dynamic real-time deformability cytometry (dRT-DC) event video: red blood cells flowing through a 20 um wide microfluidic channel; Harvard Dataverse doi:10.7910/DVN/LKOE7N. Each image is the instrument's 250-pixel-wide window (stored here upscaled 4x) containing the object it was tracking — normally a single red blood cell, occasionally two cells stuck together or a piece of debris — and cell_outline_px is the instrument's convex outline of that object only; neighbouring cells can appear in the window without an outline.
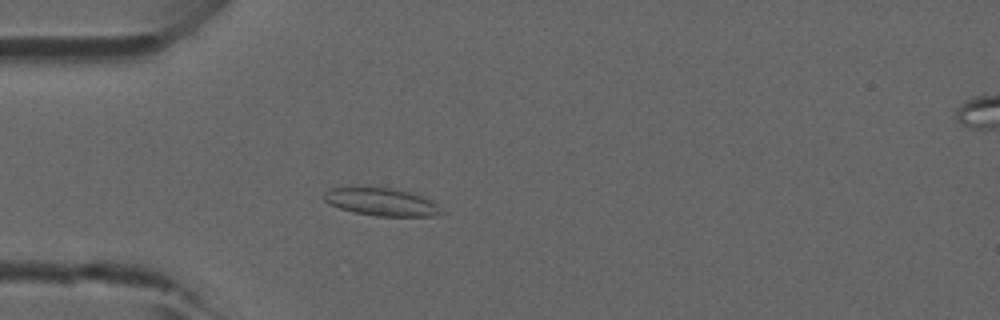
{"species": "common noctule bat (a hibernating species)", "species_latin": "Nyctalus noctula", "temperature_condition": "room temperature", "stored_images_in_passage": 5, "segment_of_instrument_passage": [1, 2], "camera_frame_rate_fps": 3000, "um_per_image_px": 0.085, "animal": {"sex": "male", "forearm_length_mm": 52.5}, "frame": {"image": 1, "passage_image": 4, "time_ms": 1.0, "image_size_px": [1000, 320], "cell_outline_px": [[444, 212], [436, 216], [376, 216], [352, 212], [328, 204], [324, 200], [324, 192], [328, 188], [392, 188], [408, 192], [420, 196], [436, 204]], "centroid_in_image_um": [32.39, 17.18], "position_along_channel_um": 52.6, "area_um2": 18.67}}